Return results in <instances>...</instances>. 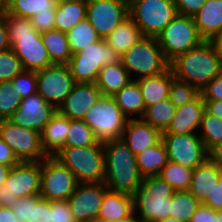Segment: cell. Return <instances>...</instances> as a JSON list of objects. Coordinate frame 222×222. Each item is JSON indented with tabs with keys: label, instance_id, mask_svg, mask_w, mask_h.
I'll use <instances>...</instances> for the list:
<instances>
[{
	"label": "cell",
	"instance_id": "6da1fadb",
	"mask_svg": "<svg viewBox=\"0 0 222 222\" xmlns=\"http://www.w3.org/2000/svg\"><path fill=\"white\" fill-rule=\"evenodd\" d=\"M10 47L20 59L23 69L39 71L54 65L43 44L41 33L34 29L28 18L4 12Z\"/></svg>",
	"mask_w": 222,
	"mask_h": 222
},
{
	"label": "cell",
	"instance_id": "7a4b0ae2",
	"mask_svg": "<svg viewBox=\"0 0 222 222\" xmlns=\"http://www.w3.org/2000/svg\"><path fill=\"white\" fill-rule=\"evenodd\" d=\"M103 145L106 187L110 191L133 196L144 178L137 166L135 154L121 138L103 142Z\"/></svg>",
	"mask_w": 222,
	"mask_h": 222
},
{
	"label": "cell",
	"instance_id": "3957f363",
	"mask_svg": "<svg viewBox=\"0 0 222 222\" xmlns=\"http://www.w3.org/2000/svg\"><path fill=\"white\" fill-rule=\"evenodd\" d=\"M174 77L197 87L200 91L222 72V57L212 41H203L170 62Z\"/></svg>",
	"mask_w": 222,
	"mask_h": 222
},
{
	"label": "cell",
	"instance_id": "277c9868",
	"mask_svg": "<svg viewBox=\"0 0 222 222\" xmlns=\"http://www.w3.org/2000/svg\"><path fill=\"white\" fill-rule=\"evenodd\" d=\"M75 176L78 183H103L105 179L104 145L64 146L55 156Z\"/></svg>",
	"mask_w": 222,
	"mask_h": 222
},
{
	"label": "cell",
	"instance_id": "5b68a950",
	"mask_svg": "<svg viewBox=\"0 0 222 222\" xmlns=\"http://www.w3.org/2000/svg\"><path fill=\"white\" fill-rule=\"evenodd\" d=\"M174 190L159 176L144 177L133 195L134 214L142 222H157L170 216Z\"/></svg>",
	"mask_w": 222,
	"mask_h": 222
},
{
	"label": "cell",
	"instance_id": "8992f818",
	"mask_svg": "<svg viewBox=\"0 0 222 222\" xmlns=\"http://www.w3.org/2000/svg\"><path fill=\"white\" fill-rule=\"evenodd\" d=\"M120 59L132 81L162 74L170 68L155 37L142 36ZM133 74H137L136 78Z\"/></svg>",
	"mask_w": 222,
	"mask_h": 222
},
{
	"label": "cell",
	"instance_id": "52a82bcc",
	"mask_svg": "<svg viewBox=\"0 0 222 222\" xmlns=\"http://www.w3.org/2000/svg\"><path fill=\"white\" fill-rule=\"evenodd\" d=\"M120 56L106 44L104 38H100L73 54L67 65L75 82L96 83L100 69L119 63Z\"/></svg>",
	"mask_w": 222,
	"mask_h": 222
},
{
	"label": "cell",
	"instance_id": "ba28073f",
	"mask_svg": "<svg viewBox=\"0 0 222 222\" xmlns=\"http://www.w3.org/2000/svg\"><path fill=\"white\" fill-rule=\"evenodd\" d=\"M83 120L93 130L99 142L119 139L128 118L122 113L113 96H101L84 115Z\"/></svg>",
	"mask_w": 222,
	"mask_h": 222
},
{
	"label": "cell",
	"instance_id": "9c48e42d",
	"mask_svg": "<svg viewBox=\"0 0 222 222\" xmlns=\"http://www.w3.org/2000/svg\"><path fill=\"white\" fill-rule=\"evenodd\" d=\"M41 161L19 162L11 167L0 187V207H11L19 198L40 194Z\"/></svg>",
	"mask_w": 222,
	"mask_h": 222
},
{
	"label": "cell",
	"instance_id": "30bf717a",
	"mask_svg": "<svg viewBox=\"0 0 222 222\" xmlns=\"http://www.w3.org/2000/svg\"><path fill=\"white\" fill-rule=\"evenodd\" d=\"M157 41L171 62L205 40L200 36L193 17L177 14L157 36Z\"/></svg>",
	"mask_w": 222,
	"mask_h": 222
},
{
	"label": "cell",
	"instance_id": "8fae6325",
	"mask_svg": "<svg viewBox=\"0 0 222 222\" xmlns=\"http://www.w3.org/2000/svg\"><path fill=\"white\" fill-rule=\"evenodd\" d=\"M129 16L143 36L155 37L178 14L174 0H129Z\"/></svg>",
	"mask_w": 222,
	"mask_h": 222
},
{
	"label": "cell",
	"instance_id": "7c38bea8",
	"mask_svg": "<svg viewBox=\"0 0 222 222\" xmlns=\"http://www.w3.org/2000/svg\"><path fill=\"white\" fill-rule=\"evenodd\" d=\"M78 182L73 173L55 157L41 161V198L50 201L68 200Z\"/></svg>",
	"mask_w": 222,
	"mask_h": 222
},
{
	"label": "cell",
	"instance_id": "4fadbf2b",
	"mask_svg": "<svg viewBox=\"0 0 222 222\" xmlns=\"http://www.w3.org/2000/svg\"><path fill=\"white\" fill-rule=\"evenodd\" d=\"M0 137L20 162L42 161L47 157L41 146L40 133L36 130L20 127L9 120H1Z\"/></svg>",
	"mask_w": 222,
	"mask_h": 222
},
{
	"label": "cell",
	"instance_id": "5bb4252c",
	"mask_svg": "<svg viewBox=\"0 0 222 222\" xmlns=\"http://www.w3.org/2000/svg\"><path fill=\"white\" fill-rule=\"evenodd\" d=\"M162 142L169 161L195 169L208 159V151L198 133H163Z\"/></svg>",
	"mask_w": 222,
	"mask_h": 222
},
{
	"label": "cell",
	"instance_id": "9a60e30c",
	"mask_svg": "<svg viewBox=\"0 0 222 222\" xmlns=\"http://www.w3.org/2000/svg\"><path fill=\"white\" fill-rule=\"evenodd\" d=\"M37 93L57 109L76 83L68 65L54 64L36 71Z\"/></svg>",
	"mask_w": 222,
	"mask_h": 222
},
{
	"label": "cell",
	"instance_id": "2e32d148",
	"mask_svg": "<svg viewBox=\"0 0 222 222\" xmlns=\"http://www.w3.org/2000/svg\"><path fill=\"white\" fill-rule=\"evenodd\" d=\"M128 16V0H87L86 19L100 38L107 37Z\"/></svg>",
	"mask_w": 222,
	"mask_h": 222
},
{
	"label": "cell",
	"instance_id": "e0dca14e",
	"mask_svg": "<svg viewBox=\"0 0 222 222\" xmlns=\"http://www.w3.org/2000/svg\"><path fill=\"white\" fill-rule=\"evenodd\" d=\"M109 189L105 183H78L68 199L76 222H95L104 194Z\"/></svg>",
	"mask_w": 222,
	"mask_h": 222
},
{
	"label": "cell",
	"instance_id": "ac0fdd59",
	"mask_svg": "<svg viewBox=\"0 0 222 222\" xmlns=\"http://www.w3.org/2000/svg\"><path fill=\"white\" fill-rule=\"evenodd\" d=\"M58 109L38 93L21 99L17 111L8 119L12 123L41 133Z\"/></svg>",
	"mask_w": 222,
	"mask_h": 222
},
{
	"label": "cell",
	"instance_id": "d6986e66",
	"mask_svg": "<svg viewBox=\"0 0 222 222\" xmlns=\"http://www.w3.org/2000/svg\"><path fill=\"white\" fill-rule=\"evenodd\" d=\"M102 96L96 83L76 82L58 111L71 120H83L87 110Z\"/></svg>",
	"mask_w": 222,
	"mask_h": 222
},
{
	"label": "cell",
	"instance_id": "ffe728a7",
	"mask_svg": "<svg viewBox=\"0 0 222 222\" xmlns=\"http://www.w3.org/2000/svg\"><path fill=\"white\" fill-rule=\"evenodd\" d=\"M163 132L142 119H128L121 139L136 155L162 141Z\"/></svg>",
	"mask_w": 222,
	"mask_h": 222
},
{
	"label": "cell",
	"instance_id": "44dd1931",
	"mask_svg": "<svg viewBox=\"0 0 222 222\" xmlns=\"http://www.w3.org/2000/svg\"><path fill=\"white\" fill-rule=\"evenodd\" d=\"M205 104L202 95L195 101L178 107L168 128L163 133H198ZM197 131V132H196Z\"/></svg>",
	"mask_w": 222,
	"mask_h": 222
},
{
	"label": "cell",
	"instance_id": "7402d4cb",
	"mask_svg": "<svg viewBox=\"0 0 222 222\" xmlns=\"http://www.w3.org/2000/svg\"><path fill=\"white\" fill-rule=\"evenodd\" d=\"M193 19L200 36L212 41L222 31V0H206Z\"/></svg>",
	"mask_w": 222,
	"mask_h": 222
},
{
	"label": "cell",
	"instance_id": "603a6c76",
	"mask_svg": "<svg viewBox=\"0 0 222 222\" xmlns=\"http://www.w3.org/2000/svg\"><path fill=\"white\" fill-rule=\"evenodd\" d=\"M68 129L69 117L57 110L40 133L41 146L47 157H54L64 147Z\"/></svg>",
	"mask_w": 222,
	"mask_h": 222
},
{
	"label": "cell",
	"instance_id": "cb8c5ba5",
	"mask_svg": "<svg viewBox=\"0 0 222 222\" xmlns=\"http://www.w3.org/2000/svg\"><path fill=\"white\" fill-rule=\"evenodd\" d=\"M221 177L222 170L207 159L193 170L189 192L204 203Z\"/></svg>",
	"mask_w": 222,
	"mask_h": 222
},
{
	"label": "cell",
	"instance_id": "d4e9b609",
	"mask_svg": "<svg viewBox=\"0 0 222 222\" xmlns=\"http://www.w3.org/2000/svg\"><path fill=\"white\" fill-rule=\"evenodd\" d=\"M134 213L133 196L108 190L102 199L97 220L110 222Z\"/></svg>",
	"mask_w": 222,
	"mask_h": 222
},
{
	"label": "cell",
	"instance_id": "484cf974",
	"mask_svg": "<svg viewBox=\"0 0 222 222\" xmlns=\"http://www.w3.org/2000/svg\"><path fill=\"white\" fill-rule=\"evenodd\" d=\"M173 78L174 74L169 68L162 74L136 80L140 87L146 108L161 100L168 99L169 89Z\"/></svg>",
	"mask_w": 222,
	"mask_h": 222
},
{
	"label": "cell",
	"instance_id": "4316f807",
	"mask_svg": "<svg viewBox=\"0 0 222 222\" xmlns=\"http://www.w3.org/2000/svg\"><path fill=\"white\" fill-rule=\"evenodd\" d=\"M87 0H58L54 29L67 33L77 23L86 19Z\"/></svg>",
	"mask_w": 222,
	"mask_h": 222
},
{
	"label": "cell",
	"instance_id": "83f0119b",
	"mask_svg": "<svg viewBox=\"0 0 222 222\" xmlns=\"http://www.w3.org/2000/svg\"><path fill=\"white\" fill-rule=\"evenodd\" d=\"M132 81L121 61L103 66L96 80V86L103 96H113Z\"/></svg>",
	"mask_w": 222,
	"mask_h": 222
},
{
	"label": "cell",
	"instance_id": "f1b7e54d",
	"mask_svg": "<svg viewBox=\"0 0 222 222\" xmlns=\"http://www.w3.org/2000/svg\"><path fill=\"white\" fill-rule=\"evenodd\" d=\"M113 98L128 119H141L143 117L146 106L140 87L136 81H131L113 95Z\"/></svg>",
	"mask_w": 222,
	"mask_h": 222
},
{
	"label": "cell",
	"instance_id": "f546056e",
	"mask_svg": "<svg viewBox=\"0 0 222 222\" xmlns=\"http://www.w3.org/2000/svg\"><path fill=\"white\" fill-rule=\"evenodd\" d=\"M142 36L139 27L132 18L128 16L104 39L108 46L122 55Z\"/></svg>",
	"mask_w": 222,
	"mask_h": 222
},
{
	"label": "cell",
	"instance_id": "4dcf8cb0",
	"mask_svg": "<svg viewBox=\"0 0 222 222\" xmlns=\"http://www.w3.org/2000/svg\"><path fill=\"white\" fill-rule=\"evenodd\" d=\"M136 163L143 177L158 176L168 162L167 149L161 141L135 155Z\"/></svg>",
	"mask_w": 222,
	"mask_h": 222
},
{
	"label": "cell",
	"instance_id": "1f68e13d",
	"mask_svg": "<svg viewBox=\"0 0 222 222\" xmlns=\"http://www.w3.org/2000/svg\"><path fill=\"white\" fill-rule=\"evenodd\" d=\"M41 38L51 62L67 65L72 57V52L66 33L53 29L42 32Z\"/></svg>",
	"mask_w": 222,
	"mask_h": 222
},
{
	"label": "cell",
	"instance_id": "d6a6232c",
	"mask_svg": "<svg viewBox=\"0 0 222 222\" xmlns=\"http://www.w3.org/2000/svg\"><path fill=\"white\" fill-rule=\"evenodd\" d=\"M176 107L169 100H161L156 104L146 108L143 117L141 118L145 123L152 127L165 131L170 125L175 116Z\"/></svg>",
	"mask_w": 222,
	"mask_h": 222
},
{
	"label": "cell",
	"instance_id": "836d02e7",
	"mask_svg": "<svg viewBox=\"0 0 222 222\" xmlns=\"http://www.w3.org/2000/svg\"><path fill=\"white\" fill-rule=\"evenodd\" d=\"M200 204L189 191H174L170 198V217L190 222Z\"/></svg>",
	"mask_w": 222,
	"mask_h": 222
},
{
	"label": "cell",
	"instance_id": "e575fe53",
	"mask_svg": "<svg viewBox=\"0 0 222 222\" xmlns=\"http://www.w3.org/2000/svg\"><path fill=\"white\" fill-rule=\"evenodd\" d=\"M193 170L168 160L158 176L172 186L174 191H189Z\"/></svg>",
	"mask_w": 222,
	"mask_h": 222
},
{
	"label": "cell",
	"instance_id": "d590c367",
	"mask_svg": "<svg viewBox=\"0 0 222 222\" xmlns=\"http://www.w3.org/2000/svg\"><path fill=\"white\" fill-rule=\"evenodd\" d=\"M66 35L72 55L100 39L87 19L77 23Z\"/></svg>",
	"mask_w": 222,
	"mask_h": 222
},
{
	"label": "cell",
	"instance_id": "8d00e7d4",
	"mask_svg": "<svg viewBox=\"0 0 222 222\" xmlns=\"http://www.w3.org/2000/svg\"><path fill=\"white\" fill-rule=\"evenodd\" d=\"M98 142L93 130L84 120H71L69 118V129L64 146L87 147L96 145Z\"/></svg>",
	"mask_w": 222,
	"mask_h": 222
},
{
	"label": "cell",
	"instance_id": "74e56055",
	"mask_svg": "<svg viewBox=\"0 0 222 222\" xmlns=\"http://www.w3.org/2000/svg\"><path fill=\"white\" fill-rule=\"evenodd\" d=\"M57 3L58 0H14L7 8V12L30 19L39 12L56 10Z\"/></svg>",
	"mask_w": 222,
	"mask_h": 222
},
{
	"label": "cell",
	"instance_id": "f35d334b",
	"mask_svg": "<svg viewBox=\"0 0 222 222\" xmlns=\"http://www.w3.org/2000/svg\"><path fill=\"white\" fill-rule=\"evenodd\" d=\"M198 135L205 144L207 151L212 147L222 145V120L204 110Z\"/></svg>",
	"mask_w": 222,
	"mask_h": 222
},
{
	"label": "cell",
	"instance_id": "ab89813d",
	"mask_svg": "<svg viewBox=\"0 0 222 222\" xmlns=\"http://www.w3.org/2000/svg\"><path fill=\"white\" fill-rule=\"evenodd\" d=\"M201 95V91L190 83L174 77L171 81L168 99L176 108L195 101Z\"/></svg>",
	"mask_w": 222,
	"mask_h": 222
},
{
	"label": "cell",
	"instance_id": "60d3db41",
	"mask_svg": "<svg viewBox=\"0 0 222 222\" xmlns=\"http://www.w3.org/2000/svg\"><path fill=\"white\" fill-rule=\"evenodd\" d=\"M21 97L16 95L12 80L0 81V119L8 120L18 109Z\"/></svg>",
	"mask_w": 222,
	"mask_h": 222
},
{
	"label": "cell",
	"instance_id": "b9f144b4",
	"mask_svg": "<svg viewBox=\"0 0 222 222\" xmlns=\"http://www.w3.org/2000/svg\"><path fill=\"white\" fill-rule=\"evenodd\" d=\"M23 70L20 59L11 48L0 52V81L12 80Z\"/></svg>",
	"mask_w": 222,
	"mask_h": 222
},
{
	"label": "cell",
	"instance_id": "7bdbcfd3",
	"mask_svg": "<svg viewBox=\"0 0 222 222\" xmlns=\"http://www.w3.org/2000/svg\"><path fill=\"white\" fill-rule=\"evenodd\" d=\"M13 85L16 95L21 99L37 93V76L35 71L23 70L13 79Z\"/></svg>",
	"mask_w": 222,
	"mask_h": 222
},
{
	"label": "cell",
	"instance_id": "ee69618b",
	"mask_svg": "<svg viewBox=\"0 0 222 222\" xmlns=\"http://www.w3.org/2000/svg\"><path fill=\"white\" fill-rule=\"evenodd\" d=\"M40 198L41 196L38 194L17 199L11 209L18 222L32 221L33 207Z\"/></svg>",
	"mask_w": 222,
	"mask_h": 222
},
{
	"label": "cell",
	"instance_id": "f6af8a7d",
	"mask_svg": "<svg viewBox=\"0 0 222 222\" xmlns=\"http://www.w3.org/2000/svg\"><path fill=\"white\" fill-rule=\"evenodd\" d=\"M50 222H76L68 200L50 201Z\"/></svg>",
	"mask_w": 222,
	"mask_h": 222
},
{
	"label": "cell",
	"instance_id": "bcb514c9",
	"mask_svg": "<svg viewBox=\"0 0 222 222\" xmlns=\"http://www.w3.org/2000/svg\"><path fill=\"white\" fill-rule=\"evenodd\" d=\"M34 26V29L40 33L53 30L55 26V10L49 12H39L29 19Z\"/></svg>",
	"mask_w": 222,
	"mask_h": 222
},
{
	"label": "cell",
	"instance_id": "7dc6e473",
	"mask_svg": "<svg viewBox=\"0 0 222 222\" xmlns=\"http://www.w3.org/2000/svg\"><path fill=\"white\" fill-rule=\"evenodd\" d=\"M201 95L204 101L222 100V72L201 90Z\"/></svg>",
	"mask_w": 222,
	"mask_h": 222
},
{
	"label": "cell",
	"instance_id": "c3c4849f",
	"mask_svg": "<svg viewBox=\"0 0 222 222\" xmlns=\"http://www.w3.org/2000/svg\"><path fill=\"white\" fill-rule=\"evenodd\" d=\"M206 0H174L178 14L193 17Z\"/></svg>",
	"mask_w": 222,
	"mask_h": 222
},
{
	"label": "cell",
	"instance_id": "681fc988",
	"mask_svg": "<svg viewBox=\"0 0 222 222\" xmlns=\"http://www.w3.org/2000/svg\"><path fill=\"white\" fill-rule=\"evenodd\" d=\"M30 222H50V200L40 198L36 202Z\"/></svg>",
	"mask_w": 222,
	"mask_h": 222
},
{
	"label": "cell",
	"instance_id": "f907efd6",
	"mask_svg": "<svg viewBox=\"0 0 222 222\" xmlns=\"http://www.w3.org/2000/svg\"><path fill=\"white\" fill-rule=\"evenodd\" d=\"M203 204L215 211L222 210V177L219 179L218 183L215 184L212 193Z\"/></svg>",
	"mask_w": 222,
	"mask_h": 222
},
{
	"label": "cell",
	"instance_id": "816d5d0a",
	"mask_svg": "<svg viewBox=\"0 0 222 222\" xmlns=\"http://www.w3.org/2000/svg\"><path fill=\"white\" fill-rule=\"evenodd\" d=\"M190 222H216V211L201 203Z\"/></svg>",
	"mask_w": 222,
	"mask_h": 222
},
{
	"label": "cell",
	"instance_id": "f5cc1de1",
	"mask_svg": "<svg viewBox=\"0 0 222 222\" xmlns=\"http://www.w3.org/2000/svg\"><path fill=\"white\" fill-rule=\"evenodd\" d=\"M19 162L13 150L0 137V164L13 167Z\"/></svg>",
	"mask_w": 222,
	"mask_h": 222
},
{
	"label": "cell",
	"instance_id": "db71d44e",
	"mask_svg": "<svg viewBox=\"0 0 222 222\" xmlns=\"http://www.w3.org/2000/svg\"><path fill=\"white\" fill-rule=\"evenodd\" d=\"M4 13L0 14V52L10 49Z\"/></svg>",
	"mask_w": 222,
	"mask_h": 222
},
{
	"label": "cell",
	"instance_id": "11a10c76",
	"mask_svg": "<svg viewBox=\"0 0 222 222\" xmlns=\"http://www.w3.org/2000/svg\"><path fill=\"white\" fill-rule=\"evenodd\" d=\"M205 110L214 117L222 120V100L204 101Z\"/></svg>",
	"mask_w": 222,
	"mask_h": 222
},
{
	"label": "cell",
	"instance_id": "9f6ffc18",
	"mask_svg": "<svg viewBox=\"0 0 222 222\" xmlns=\"http://www.w3.org/2000/svg\"><path fill=\"white\" fill-rule=\"evenodd\" d=\"M208 159L220 170H222V145L212 147L208 151Z\"/></svg>",
	"mask_w": 222,
	"mask_h": 222
},
{
	"label": "cell",
	"instance_id": "6f0895ef",
	"mask_svg": "<svg viewBox=\"0 0 222 222\" xmlns=\"http://www.w3.org/2000/svg\"><path fill=\"white\" fill-rule=\"evenodd\" d=\"M0 222H18L11 207H0Z\"/></svg>",
	"mask_w": 222,
	"mask_h": 222
},
{
	"label": "cell",
	"instance_id": "680465c9",
	"mask_svg": "<svg viewBox=\"0 0 222 222\" xmlns=\"http://www.w3.org/2000/svg\"><path fill=\"white\" fill-rule=\"evenodd\" d=\"M10 170V166L0 164V187L4 185Z\"/></svg>",
	"mask_w": 222,
	"mask_h": 222
},
{
	"label": "cell",
	"instance_id": "91938a15",
	"mask_svg": "<svg viewBox=\"0 0 222 222\" xmlns=\"http://www.w3.org/2000/svg\"><path fill=\"white\" fill-rule=\"evenodd\" d=\"M212 42L215 44L218 53L222 57V31L212 40Z\"/></svg>",
	"mask_w": 222,
	"mask_h": 222
},
{
	"label": "cell",
	"instance_id": "94428289",
	"mask_svg": "<svg viewBox=\"0 0 222 222\" xmlns=\"http://www.w3.org/2000/svg\"><path fill=\"white\" fill-rule=\"evenodd\" d=\"M95 222H104V221L96 220ZM110 222H142V221L133 213L131 216L127 218L113 220Z\"/></svg>",
	"mask_w": 222,
	"mask_h": 222
},
{
	"label": "cell",
	"instance_id": "6125c7cd",
	"mask_svg": "<svg viewBox=\"0 0 222 222\" xmlns=\"http://www.w3.org/2000/svg\"><path fill=\"white\" fill-rule=\"evenodd\" d=\"M14 0H3V13L7 11V8Z\"/></svg>",
	"mask_w": 222,
	"mask_h": 222
},
{
	"label": "cell",
	"instance_id": "be15d7a7",
	"mask_svg": "<svg viewBox=\"0 0 222 222\" xmlns=\"http://www.w3.org/2000/svg\"><path fill=\"white\" fill-rule=\"evenodd\" d=\"M157 222H182V221H179V220H177V219H174L173 217H167V218H165V219H163V220H159V221H157Z\"/></svg>",
	"mask_w": 222,
	"mask_h": 222
},
{
	"label": "cell",
	"instance_id": "e7e4bbea",
	"mask_svg": "<svg viewBox=\"0 0 222 222\" xmlns=\"http://www.w3.org/2000/svg\"><path fill=\"white\" fill-rule=\"evenodd\" d=\"M216 222H222V210L216 211Z\"/></svg>",
	"mask_w": 222,
	"mask_h": 222
},
{
	"label": "cell",
	"instance_id": "03108f58",
	"mask_svg": "<svg viewBox=\"0 0 222 222\" xmlns=\"http://www.w3.org/2000/svg\"><path fill=\"white\" fill-rule=\"evenodd\" d=\"M3 13V0H0V14Z\"/></svg>",
	"mask_w": 222,
	"mask_h": 222
}]
</instances>
